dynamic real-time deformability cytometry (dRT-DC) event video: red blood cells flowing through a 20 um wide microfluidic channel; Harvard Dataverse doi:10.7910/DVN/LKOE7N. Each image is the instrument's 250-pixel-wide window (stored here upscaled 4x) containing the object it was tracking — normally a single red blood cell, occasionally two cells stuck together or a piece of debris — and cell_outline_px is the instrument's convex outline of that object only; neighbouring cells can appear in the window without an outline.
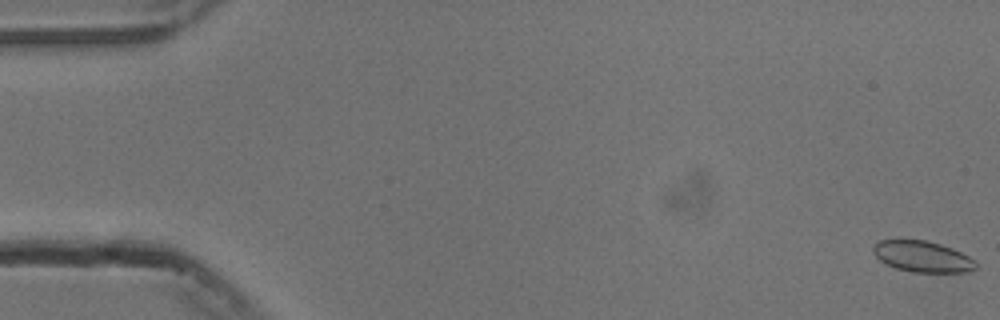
{"species": "common noctule bat (a hibernating species)", "species_latin": "Nyctalus noctula", "temperature_condition": "cold", "stored_images_in_passage": 55, "camera_frame_rate_fps": 3000, "um_per_image_px": 0.085, "animal": {"sex": "male", "body_mass_g": 13.3}, "frame": {"image": 1, "passage_image": 1, "time_ms": 0.0, "image_size_px": [1000, 320], "cell_outline_px": [[980, 264], [976, 268], [968, 272], [912, 272], [896, 268], [884, 264], [872, 252], [872, 244], [880, 240], [928, 240], [952, 248], [976, 260]], "centroid_in_image_um": [78.41, 21.81], "position_along_channel_um": 6.6, "area_um2": 18.84}}
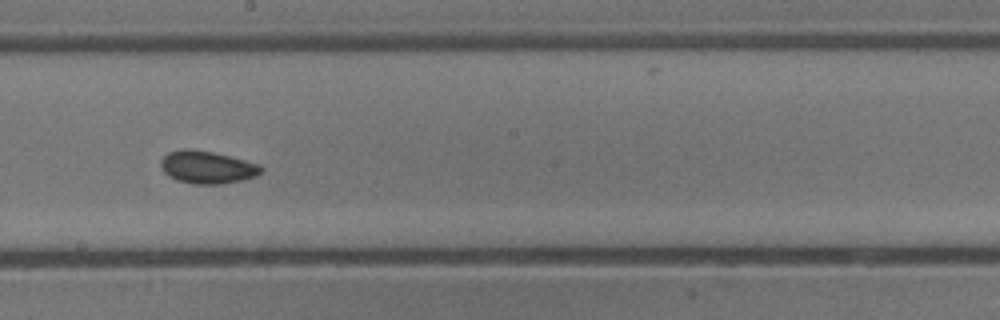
{"frame": {"image": 2, "passage_image": 31, "time_ms": 10.0, "image_size_px": [1000, 320], "cell_outline_px": [[264, 172], [256, 176], [244, 180], [220, 184], [192, 184], [176, 180], [168, 176], [164, 172], [160, 164], [160, 160], [168, 152], [184, 148], [192, 148], [212, 152], [260, 164], [264, 168]], "centroid_in_image_um": [17.62, 14.22], "position_along_channel_um": 230.6, "area_um2": 19.31}}
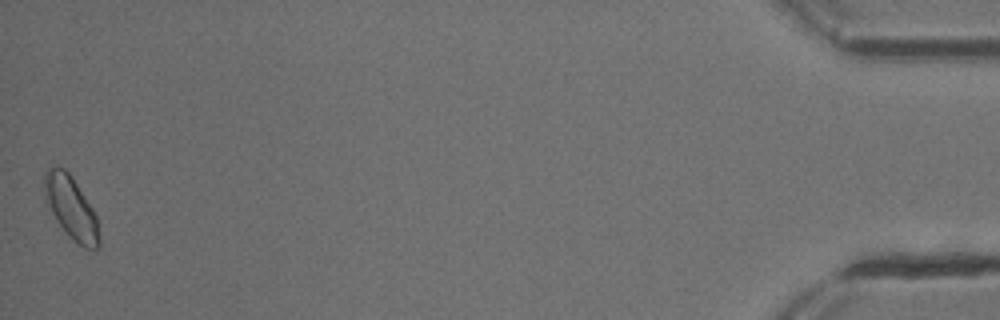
{"frame": {"image": 3, "passage_image": 55, "time_ms": 18.0, "image_size_px": [1000, 320], "cell_outline_px": [[100, 248], [84, 248], [60, 224], [44, 200], [44, 172], [48, 168], [56, 164], [64, 168], [68, 172], [92, 208], [96, 216], [100, 240]], "centroid_in_image_um": [6.02, 17.59], "position_along_channel_um": 429.2, "area_um2": 19.42}, "authors_computed_cell_mechanics": {"area_um2": 18.3804, "velocity_mm_per_s": 3.7461, "shape_relaxation_time_tau1_ms": 2.0222, "shape_relaxation_time_tau2_ms": 1.858, "deformation_change_tau1": 0.0387, "deformation_change_tau2": 0.0527}}